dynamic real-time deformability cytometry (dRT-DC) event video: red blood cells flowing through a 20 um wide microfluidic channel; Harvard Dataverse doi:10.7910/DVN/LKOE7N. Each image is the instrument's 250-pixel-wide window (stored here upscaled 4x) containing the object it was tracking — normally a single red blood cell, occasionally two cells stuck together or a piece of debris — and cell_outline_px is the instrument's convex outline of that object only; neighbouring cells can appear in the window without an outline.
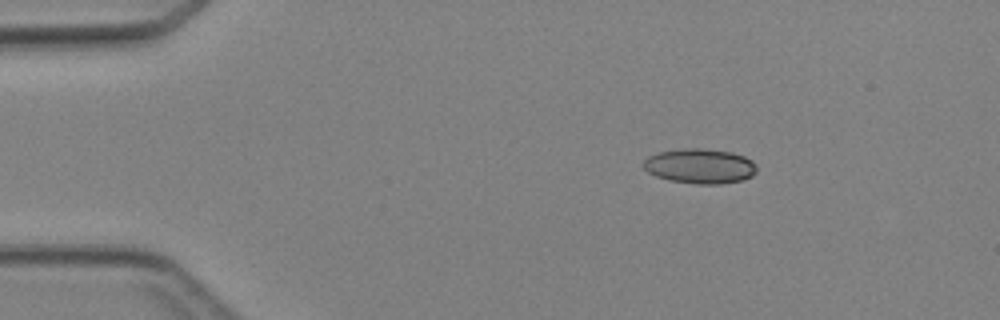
{"species": "Egyptian fruit bat (a non-hibernating species)", "species_latin": "Rousettus aegyptiacus", "temperature_condition": "cold", "stored_images_in_passage": 40, "camera_frame_rate_fps": 3000, "um_per_image_px": 0.085, "animal": {"sex": "female"}, "frame": {"image": 1, "passage_image": 1, "time_ms": 0.0, "image_size_px": [1000, 320], "cell_outline_px": [[756, 172], [752, 176], [740, 180], [720, 184], [696, 184], [668, 180], [656, 176], [648, 172], [644, 168], [644, 160], [648, 156], [660, 152], [684, 148], [700, 148], [732, 152], [744, 156], [752, 160], [756, 164]], "centroid_in_image_um": [59.5, 14.12], "position_along_channel_um": 25.5, "area_um2": 23.0}}
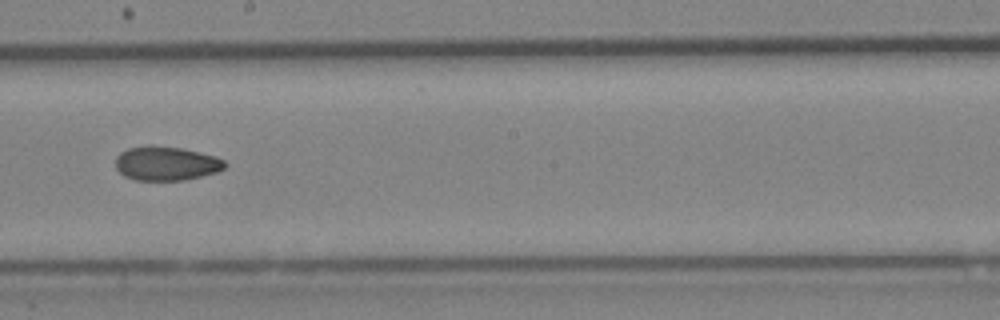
{"frame": {"image": 2, "passage_image": 20, "time_ms": 6.333, "image_size_px": [1000, 320], "cell_outline_px": [[228, 164], [224, 168], [216, 172], [184, 180], [136, 180], [124, 176], [116, 168], [116, 156], [120, 152], [128, 148], [180, 148], [216, 156], [224, 160]], "centroid_in_image_um": [14.15, 13.93], "position_along_channel_um": 234.1, "area_um2": 21.04}}
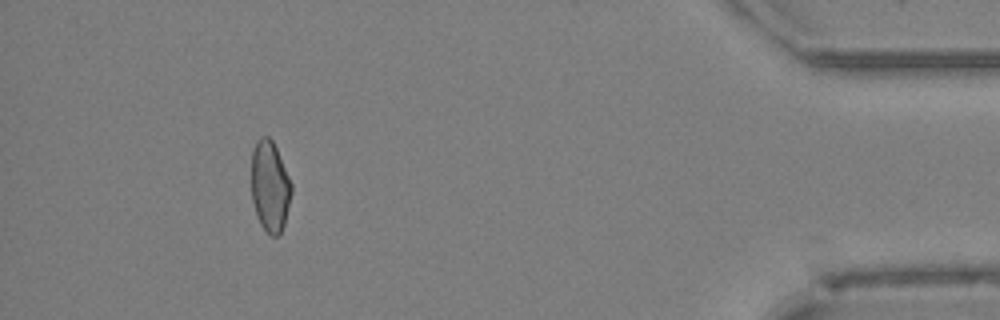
{"frame": {"image": 3, "passage_image": 36, "time_ms": 11.667, "image_size_px": [1000, 320], "cell_outline_px": [[292, 192], [284, 224], [280, 232], [276, 236], [272, 236], [260, 224], [256, 216], [252, 200], [252, 148], [256, 140], [260, 136], [268, 136], [272, 140], [276, 148], [292, 184]], "centroid_in_image_um": [22.93, 15.81], "position_along_channel_um": 412.3, "area_um2": 21.15}}